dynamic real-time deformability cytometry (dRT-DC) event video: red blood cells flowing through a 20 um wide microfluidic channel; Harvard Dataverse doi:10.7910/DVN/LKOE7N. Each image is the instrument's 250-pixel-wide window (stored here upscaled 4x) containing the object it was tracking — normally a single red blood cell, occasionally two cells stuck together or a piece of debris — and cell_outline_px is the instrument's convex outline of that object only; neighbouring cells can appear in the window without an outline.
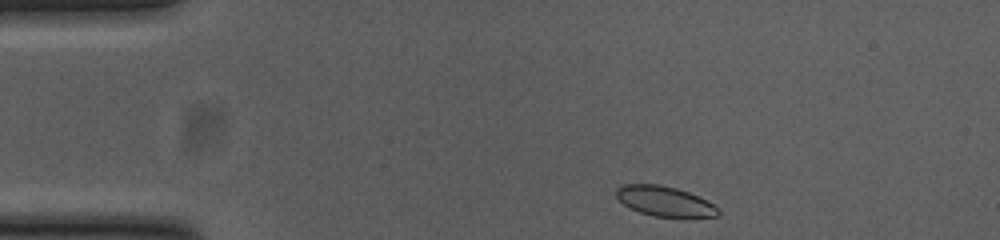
{"species": "common noctule bat (a hibernating species)", "species_latin": "Nyctalus noctula", "temperature_condition": "cold", "stored_images_in_passage": 45, "camera_frame_rate_fps": 3000, "um_per_image_px": 0.085, "animal": {"sex": "female", "body_mass_g": 23.0, "forearm_length_mm": 53.4}, "frame": {"image": 1, "passage_image": 1, "time_ms": 0.0, "image_size_px": [1000, 240], "cell_outline_px": [[720, 216], [652, 216], [628, 208], [616, 196], [616, 188], [624, 184], [660, 184], [676, 188], [688, 192], [712, 204], [720, 212]], "centroid_in_image_um": [56.43, 17.09], "position_along_channel_um": 28.6, "area_um2": 17.46}}
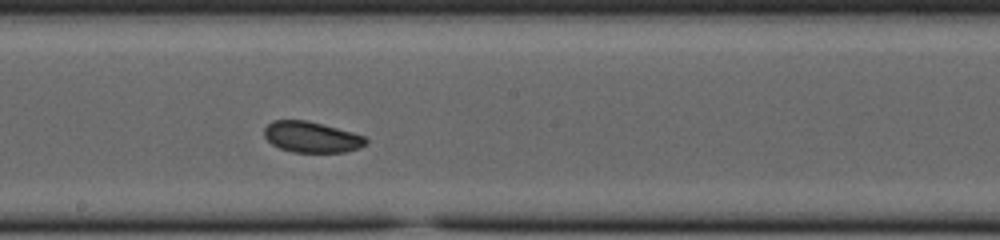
{"frame": {"image": 2, "passage_image": 21, "time_ms": 6.667, "image_size_px": [1000, 240], "cell_outline_px": [[368, 144], [360, 148], [344, 152], [292, 152], [280, 148], [272, 144], [264, 136], [264, 128], [272, 120], [308, 120], [352, 132], [364, 136], [368, 140]], "centroid_in_image_um": [26.49, 11.65], "position_along_channel_um": 221.7, "area_um2": 18.38}}
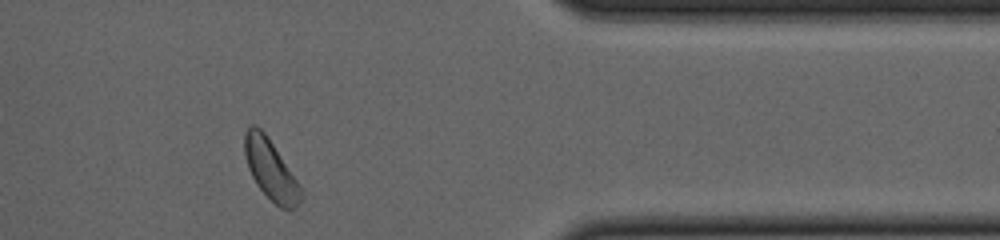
{"frame": {"image": 3, "passage_image": 36, "time_ms": 11.667, "image_size_px": [1000, 240], "cell_outline_px": [[304, 196], [288, 212], [280, 208], [256, 184], [248, 168], [244, 156], [244, 132], [252, 124], [256, 124], [264, 132], [304, 192]], "centroid_in_image_um": [22.98, 14.43], "position_along_channel_um": 388.4, "area_um2": 19.36}, "authors_computed_cell_mechanics": {"area_um2": 18.785, "velocity_mm_per_s": 3.7681, "shape_relaxation_time_tau1_ms": 2.1464, "shape_relaxation_time_tau2_ms": null, "deformation_change_tau1": 0.0506, "deformation_change_tau2": null}}